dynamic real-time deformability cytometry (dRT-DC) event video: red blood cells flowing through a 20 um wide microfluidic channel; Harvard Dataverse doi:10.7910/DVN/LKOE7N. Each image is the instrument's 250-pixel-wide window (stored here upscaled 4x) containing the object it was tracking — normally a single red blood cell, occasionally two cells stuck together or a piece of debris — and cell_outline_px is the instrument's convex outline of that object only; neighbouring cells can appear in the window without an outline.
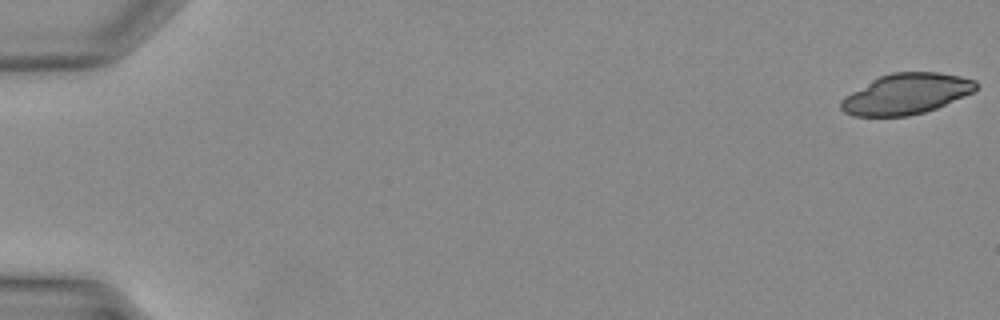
{"species": "Egyptian fruit bat (a non-hibernating species)", "species_latin": "Rousettus aegyptiacus", "temperature_condition": "warm", "stored_images_in_passage": 16, "camera_frame_rate_fps": 3000, "um_per_image_px": 0.085, "animal": {"sex": "female"}, "frame": {"image": 1, "passage_image": 1, "time_ms": 0.0, "image_size_px": [1000, 320], "cell_outline_px": [[980, 84], [972, 92], [964, 96], [936, 108], [924, 112], [908, 116], [852, 116], [844, 112], [840, 108], [840, 100], [844, 96], [872, 80], [880, 76], [892, 72], [936, 72], [960, 76], [976, 80]], "centroid_in_image_um": [77.02, 7.98], "position_along_channel_um": 8.0, "area_um2": 31.91}}
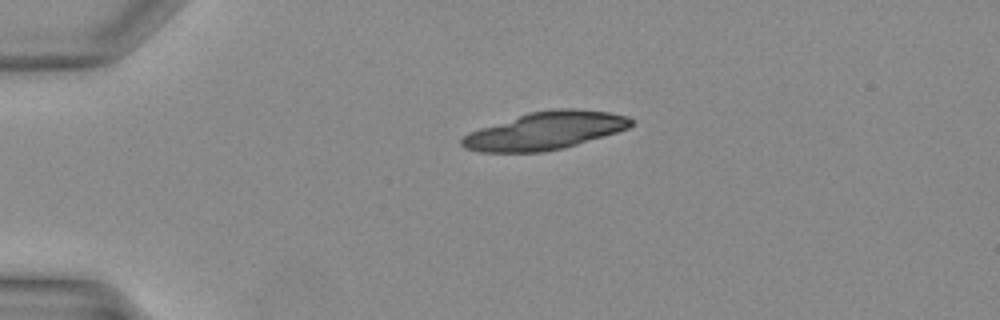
{"frame": {"image": 2, "passage_image": 10, "time_ms": 3.0, "image_size_px": [1000, 320], "cell_outline_px": [[632, 124], [628, 128], [604, 136], [564, 148], [544, 152], [480, 152], [464, 148], [460, 144], [460, 140], [464, 136], [480, 128], [528, 112], [560, 108], [572, 108], [608, 112], [628, 116], [632, 120]], "centroid_in_image_um": [46.33, 11.12], "position_along_channel_um": 38.7, "area_um2": 36.93}}